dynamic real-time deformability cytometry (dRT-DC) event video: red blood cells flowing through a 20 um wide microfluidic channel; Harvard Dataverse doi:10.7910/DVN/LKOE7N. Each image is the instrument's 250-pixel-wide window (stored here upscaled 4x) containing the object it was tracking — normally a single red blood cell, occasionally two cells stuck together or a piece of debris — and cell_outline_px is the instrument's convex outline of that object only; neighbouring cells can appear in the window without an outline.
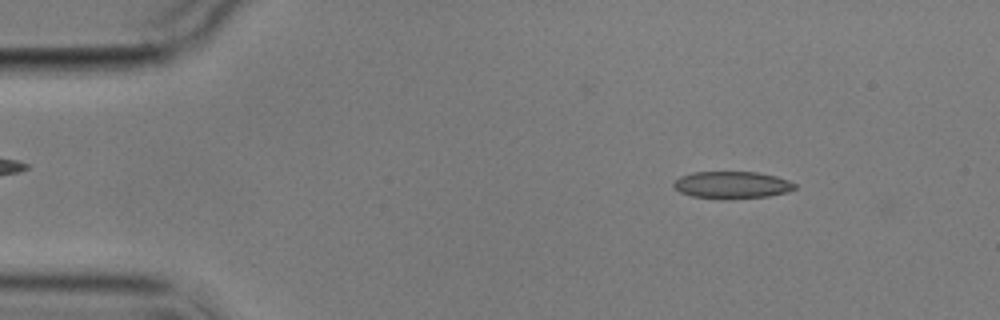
{"species": "common noctule bat (a hibernating species)", "species_latin": "Nyctalus noctula", "temperature_condition": "cold", "stored_images_in_passage": 13, "camera_frame_rate_fps": 3000, "um_per_image_px": 0.085, "animal": {"sex": "male", "body_mass_g": 17.9}, "frame": {"image": 1, "passage_image": 1, "time_ms": 0.0, "image_size_px": [1000, 320], "cell_outline_px": [[796, 188], [784, 192], [768, 196], [728, 200], [724, 200], [692, 196], [680, 192], [672, 184], [680, 176], [692, 172], [756, 172], [776, 176], [788, 180], [796, 184]], "centroid_in_image_um": [62.2, 15.73], "position_along_channel_um": 22.8, "area_um2": 19.25}}
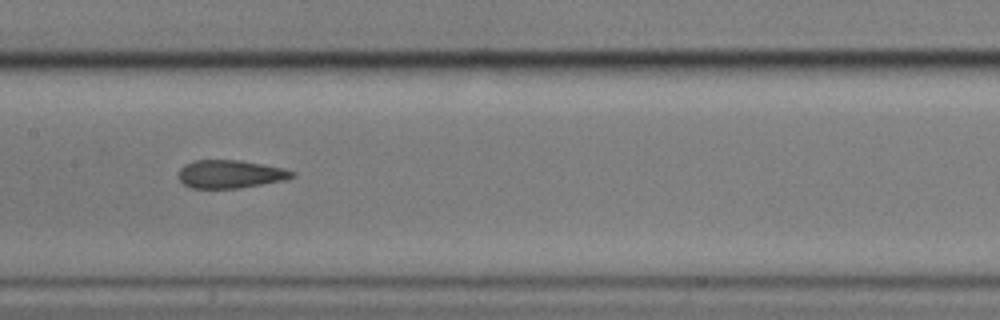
{"frame": {"image": 2, "passage_image": 6, "time_ms": 6.667, "image_size_px": [1000, 320], "cell_outline_px": [[296, 176], [288, 180], [240, 188], [192, 188], [184, 184], [176, 176], [180, 168], [184, 164], [196, 160], [240, 160], [284, 168], [296, 172]], "centroid_in_image_um": [19.6, 14.8], "position_along_channel_um": 187.8, "area_um2": 18.9}}
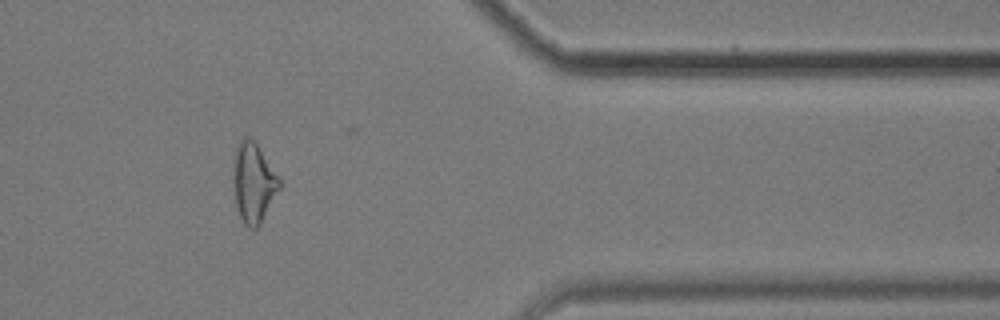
{"frame": {"image": 3, "passage_image": 11, "time_ms": 13.0, "image_size_px": [1000, 320], "cell_outline_px": [[280, 188], [260, 224], [256, 228], [248, 228], [244, 224], [240, 216], [236, 204], [232, 180], [232, 164], [236, 144], [244, 136], [248, 136], [256, 144], [280, 180]], "centroid_in_image_um": [21.49, 15.52], "position_along_channel_um": 389.9, "area_um2": 21.33}, "authors_computed_cell_mechanics": {"area_um2": 19.7098, "velocity_mm_per_s": 3.5108, "shape_relaxation_time_tau1_ms": 7.2391, "shape_relaxation_time_tau2_ms": null, "deformation_change_tau1": 0.1433, "deformation_change_tau2": null}}